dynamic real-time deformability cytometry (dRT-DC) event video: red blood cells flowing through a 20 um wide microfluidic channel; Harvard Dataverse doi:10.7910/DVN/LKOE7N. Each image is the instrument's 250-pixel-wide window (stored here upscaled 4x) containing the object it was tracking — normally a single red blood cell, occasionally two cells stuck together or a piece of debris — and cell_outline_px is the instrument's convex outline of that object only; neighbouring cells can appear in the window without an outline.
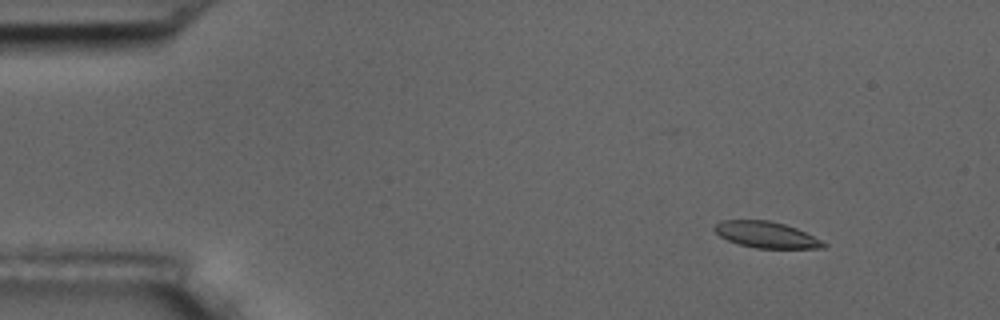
{"species": "common noctule bat (a hibernating species)", "species_latin": "Nyctalus noctula", "temperature_condition": "room temperature", "stored_images_in_passage": 4, "camera_frame_rate_fps": 3000, "um_per_image_px": 0.085, "animal": {"sex": "male", "body_mass_g": 17.5, "forearm_length_mm": 52.3}, "frame": {"image": 1, "passage_image": 1, "time_ms": 0.0, "image_size_px": [1000, 320], "cell_outline_px": [[828, 244], [824, 248], [756, 248], [740, 244], [728, 240], [720, 236], [712, 228], [720, 220], [768, 220], [784, 224], [796, 228]], "centroid_in_image_um": [65.11, 19.95], "position_along_channel_um": 19.9, "area_um2": 16.47}}
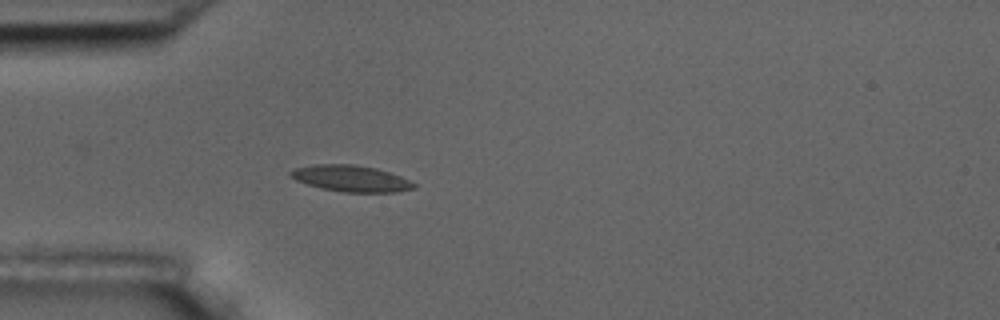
{"frame": {"image": 2, "passage_image": 4, "time_ms": 3.333, "image_size_px": [1000, 320], "cell_outline_px": [[416, 188], [396, 192], [344, 192], [320, 188], [296, 180], [288, 176], [288, 172], [296, 168], [316, 164], [352, 164], [376, 168], [400, 176], [416, 184]], "centroid_in_image_um": [29.81, 15.17], "position_along_channel_um": 55.2, "area_um2": 18.84}}